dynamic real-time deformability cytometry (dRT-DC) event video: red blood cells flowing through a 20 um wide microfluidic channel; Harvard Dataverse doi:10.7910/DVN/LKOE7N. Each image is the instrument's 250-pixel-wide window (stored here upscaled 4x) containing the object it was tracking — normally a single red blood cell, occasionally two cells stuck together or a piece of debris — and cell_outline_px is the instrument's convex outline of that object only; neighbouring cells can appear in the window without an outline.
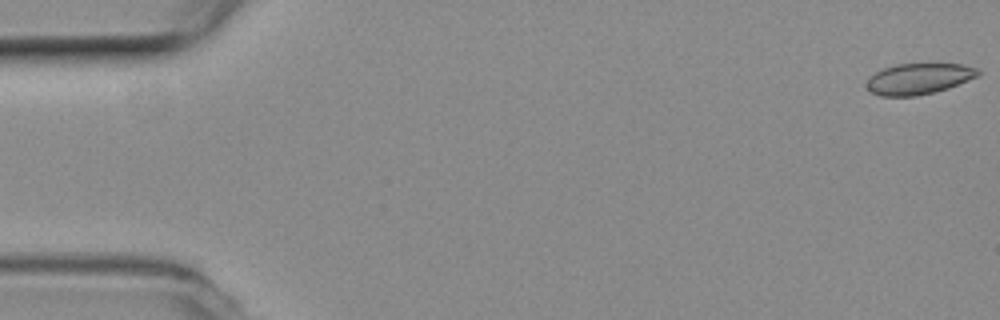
{"species": "common noctule bat (a hibernating species)", "species_latin": "Nyctalus noctula", "temperature_condition": "room temperature", "stored_images_in_passage": 48, "camera_frame_rate_fps": 3000, "um_per_image_px": 0.085, "animal": {"sex": "female", "body_mass_g": 19.3, "forearm_length_mm": 54.1}, "frame": {"image": 1, "passage_image": 1, "time_ms": 0.0, "image_size_px": [1000, 320], "cell_outline_px": [[980, 76], [948, 88], [916, 96], [880, 96], [872, 92], [868, 88], [868, 76], [884, 68], [896, 64], [964, 64], [980, 68]], "centroid_in_image_um": [78.14, 6.68], "position_along_channel_um": 6.9, "area_um2": 20.11}}
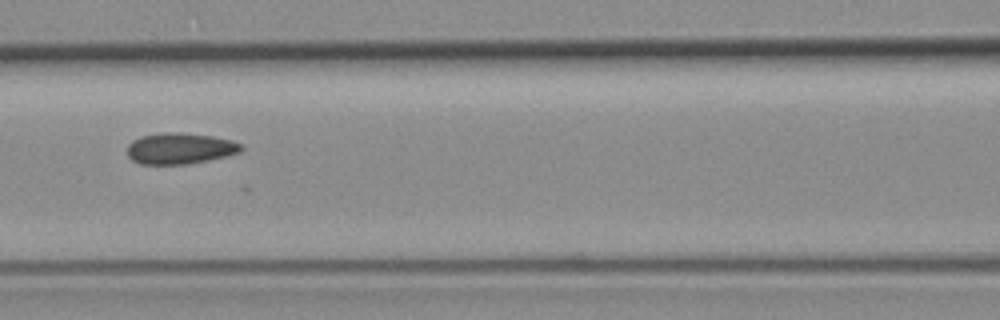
{"frame": {"image": 2, "passage_image": 24, "time_ms": 7.667, "image_size_px": [1000, 320], "cell_outline_px": [[244, 148], [240, 152], [208, 160], [188, 164], [140, 164], [132, 160], [128, 156], [128, 144], [132, 140], [140, 136], [172, 132], [176, 132], [212, 136], [232, 140], [240, 144]], "centroid_in_image_um": [15.28, 12.62], "position_along_channel_um": 151.3, "area_um2": 20.52}}
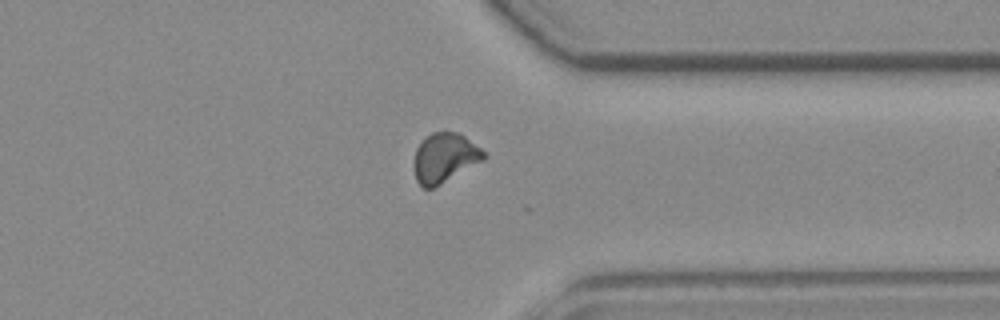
{"frame": {"image": 3, "passage_image": 42, "time_ms": 13.667, "image_size_px": [1000, 320], "cell_outline_px": [[488, 156], [484, 160], [440, 184], [432, 188], [424, 188], [416, 180], [412, 164], [416, 148], [420, 140], [424, 136], [432, 132], [460, 132], [480, 148]], "centroid_in_image_um": [37.76, 13.39], "position_along_channel_um": 373.6, "area_um2": 20.35}}